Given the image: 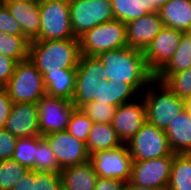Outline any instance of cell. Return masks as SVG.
I'll list each match as a JSON object with an SVG mask.
<instances>
[{"label": "cell", "mask_w": 191, "mask_h": 190, "mask_svg": "<svg viewBox=\"0 0 191 190\" xmlns=\"http://www.w3.org/2000/svg\"><path fill=\"white\" fill-rule=\"evenodd\" d=\"M104 65L105 78L130 84L138 93L147 87L155 74L147 67L143 51L124 47L105 51L96 56Z\"/></svg>", "instance_id": "6da1fadb"}, {"label": "cell", "mask_w": 191, "mask_h": 190, "mask_svg": "<svg viewBox=\"0 0 191 190\" xmlns=\"http://www.w3.org/2000/svg\"><path fill=\"white\" fill-rule=\"evenodd\" d=\"M80 56L79 39L30 42L29 60L43 76L47 72L76 69Z\"/></svg>", "instance_id": "7a4b0ae2"}, {"label": "cell", "mask_w": 191, "mask_h": 190, "mask_svg": "<svg viewBox=\"0 0 191 190\" xmlns=\"http://www.w3.org/2000/svg\"><path fill=\"white\" fill-rule=\"evenodd\" d=\"M143 92L147 122L162 130H165L169 123L185 109V99L173 93L157 79H154Z\"/></svg>", "instance_id": "3957f363"}, {"label": "cell", "mask_w": 191, "mask_h": 190, "mask_svg": "<svg viewBox=\"0 0 191 190\" xmlns=\"http://www.w3.org/2000/svg\"><path fill=\"white\" fill-rule=\"evenodd\" d=\"M13 103H36L46 94L43 75L28 59L17 62L14 73L4 85Z\"/></svg>", "instance_id": "277c9868"}, {"label": "cell", "mask_w": 191, "mask_h": 190, "mask_svg": "<svg viewBox=\"0 0 191 190\" xmlns=\"http://www.w3.org/2000/svg\"><path fill=\"white\" fill-rule=\"evenodd\" d=\"M80 54H98L127 47L126 23L114 19L93 27L79 37Z\"/></svg>", "instance_id": "5b68a950"}, {"label": "cell", "mask_w": 191, "mask_h": 190, "mask_svg": "<svg viewBox=\"0 0 191 190\" xmlns=\"http://www.w3.org/2000/svg\"><path fill=\"white\" fill-rule=\"evenodd\" d=\"M39 11V38L35 41L79 39L73 34L69 1L39 0Z\"/></svg>", "instance_id": "8992f818"}, {"label": "cell", "mask_w": 191, "mask_h": 190, "mask_svg": "<svg viewBox=\"0 0 191 190\" xmlns=\"http://www.w3.org/2000/svg\"><path fill=\"white\" fill-rule=\"evenodd\" d=\"M114 19L111 0L70 1V21L76 38L93 27Z\"/></svg>", "instance_id": "52a82bcc"}, {"label": "cell", "mask_w": 191, "mask_h": 190, "mask_svg": "<svg viewBox=\"0 0 191 190\" xmlns=\"http://www.w3.org/2000/svg\"><path fill=\"white\" fill-rule=\"evenodd\" d=\"M133 161L152 160L174 155L164 130L146 122L126 143Z\"/></svg>", "instance_id": "ba28073f"}, {"label": "cell", "mask_w": 191, "mask_h": 190, "mask_svg": "<svg viewBox=\"0 0 191 190\" xmlns=\"http://www.w3.org/2000/svg\"><path fill=\"white\" fill-rule=\"evenodd\" d=\"M104 77V65L96 56H80L76 68L75 93L72 98L75 108L95 101L97 87Z\"/></svg>", "instance_id": "9c48e42d"}, {"label": "cell", "mask_w": 191, "mask_h": 190, "mask_svg": "<svg viewBox=\"0 0 191 190\" xmlns=\"http://www.w3.org/2000/svg\"><path fill=\"white\" fill-rule=\"evenodd\" d=\"M89 161L99 177L129 182L133 160L126 143L113 149L95 152L90 155Z\"/></svg>", "instance_id": "30bf717a"}, {"label": "cell", "mask_w": 191, "mask_h": 190, "mask_svg": "<svg viewBox=\"0 0 191 190\" xmlns=\"http://www.w3.org/2000/svg\"><path fill=\"white\" fill-rule=\"evenodd\" d=\"M174 155L152 160L132 161L129 183L136 186L167 190Z\"/></svg>", "instance_id": "8fae6325"}, {"label": "cell", "mask_w": 191, "mask_h": 190, "mask_svg": "<svg viewBox=\"0 0 191 190\" xmlns=\"http://www.w3.org/2000/svg\"><path fill=\"white\" fill-rule=\"evenodd\" d=\"M74 108L71 101L45 94L38 101L40 135L65 131Z\"/></svg>", "instance_id": "7c38bea8"}, {"label": "cell", "mask_w": 191, "mask_h": 190, "mask_svg": "<svg viewBox=\"0 0 191 190\" xmlns=\"http://www.w3.org/2000/svg\"><path fill=\"white\" fill-rule=\"evenodd\" d=\"M53 150L61 169L80 165L89 161L86 144L76 139L66 130L42 136Z\"/></svg>", "instance_id": "4fadbf2b"}, {"label": "cell", "mask_w": 191, "mask_h": 190, "mask_svg": "<svg viewBox=\"0 0 191 190\" xmlns=\"http://www.w3.org/2000/svg\"><path fill=\"white\" fill-rule=\"evenodd\" d=\"M184 32L164 26L143 51L147 67L156 74L174 55Z\"/></svg>", "instance_id": "5bb4252c"}, {"label": "cell", "mask_w": 191, "mask_h": 190, "mask_svg": "<svg viewBox=\"0 0 191 190\" xmlns=\"http://www.w3.org/2000/svg\"><path fill=\"white\" fill-rule=\"evenodd\" d=\"M139 101H129L116 108L111 125L123 143H127L147 122L146 105Z\"/></svg>", "instance_id": "9a60e30c"}, {"label": "cell", "mask_w": 191, "mask_h": 190, "mask_svg": "<svg viewBox=\"0 0 191 190\" xmlns=\"http://www.w3.org/2000/svg\"><path fill=\"white\" fill-rule=\"evenodd\" d=\"M38 104L13 103L4 129L17 138L40 136Z\"/></svg>", "instance_id": "2e32d148"}, {"label": "cell", "mask_w": 191, "mask_h": 190, "mask_svg": "<svg viewBox=\"0 0 191 190\" xmlns=\"http://www.w3.org/2000/svg\"><path fill=\"white\" fill-rule=\"evenodd\" d=\"M163 27L159 13H149L141 18L127 22V46L144 51Z\"/></svg>", "instance_id": "e0dca14e"}, {"label": "cell", "mask_w": 191, "mask_h": 190, "mask_svg": "<svg viewBox=\"0 0 191 190\" xmlns=\"http://www.w3.org/2000/svg\"><path fill=\"white\" fill-rule=\"evenodd\" d=\"M10 14L20 23L23 36L29 41L39 38V0H2Z\"/></svg>", "instance_id": "ac0fdd59"}, {"label": "cell", "mask_w": 191, "mask_h": 190, "mask_svg": "<svg viewBox=\"0 0 191 190\" xmlns=\"http://www.w3.org/2000/svg\"><path fill=\"white\" fill-rule=\"evenodd\" d=\"M174 154H191V117L184 109L164 130Z\"/></svg>", "instance_id": "d6986e66"}, {"label": "cell", "mask_w": 191, "mask_h": 190, "mask_svg": "<svg viewBox=\"0 0 191 190\" xmlns=\"http://www.w3.org/2000/svg\"><path fill=\"white\" fill-rule=\"evenodd\" d=\"M62 190H94L98 175L90 161L61 170Z\"/></svg>", "instance_id": "ffe728a7"}, {"label": "cell", "mask_w": 191, "mask_h": 190, "mask_svg": "<svg viewBox=\"0 0 191 190\" xmlns=\"http://www.w3.org/2000/svg\"><path fill=\"white\" fill-rule=\"evenodd\" d=\"M159 15L164 26L191 33V0H169Z\"/></svg>", "instance_id": "44dd1931"}, {"label": "cell", "mask_w": 191, "mask_h": 190, "mask_svg": "<svg viewBox=\"0 0 191 190\" xmlns=\"http://www.w3.org/2000/svg\"><path fill=\"white\" fill-rule=\"evenodd\" d=\"M137 94L138 92L130 84L109 81L104 77L97 87L95 101L118 107L123 103L136 99L134 97Z\"/></svg>", "instance_id": "7402d4cb"}, {"label": "cell", "mask_w": 191, "mask_h": 190, "mask_svg": "<svg viewBox=\"0 0 191 190\" xmlns=\"http://www.w3.org/2000/svg\"><path fill=\"white\" fill-rule=\"evenodd\" d=\"M43 79L47 95L72 102L75 93L76 69H62V72H47Z\"/></svg>", "instance_id": "603a6c76"}, {"label": "cell", "mask_w": 191, "mask_h": 190, "mask_svg": "<svg viewBox=\"0 0 191 190\" xmlns=\"http://www.w3.org/2000/svg\"><path fill=\"white\" fill-rule=\"evenodd\" d=\"M123 144L111 123L101 124L94 122L89 131L86 149L88 154L91 155L95 152L113 149Z\"/></svg>", "instance_id": "cb8c5ba5"}, {"label": "cell", "mask_w": 191, "mask_h": 190, "mask_svg": "<svg viewBox=\"0 0 191 190\" xmlns=\"http://www.w3.org/2000/svg\"><path fill=\"white\" fill-rule=\"evenodd\" d=\"M167 190H191V154H174Z\"/></svg>", "instance_id": "d4e9b609"}, {"label": "cell", "mask_w": 191, "mask_h": 190, "mask_svg": "<svg viewBox=\"0 0 191 190\" xmlns=\"http://www.w3.org/2000/svg\"><path fill=\"white\" fill-rule=\"evenodd\" d=\"M191 68V33H184L174 55L156 74H175Z\"/></svg>", "instance_id": "484cf974"}, {"label": "cell", "mask_w": 191, "mask_h": 190, "mask_svg": "<svg viewBox=\"0 0 191 190\" xmlns=\"http://www.w3.org/2000/svg\"><path fill=\"white\" fill-rule=\"evenodd\" d=\"M30 42L24 36L10 35L0 31V53L16 62L29 58Z\"/></svg>", "instance_id": "4316f807"}, {"label": "cell", "mask_w": 191, "mask_h": 190, "mask_svg": "<svg viewBox=\"0 0 191 190\" xmlns=\"http://www.w3.org/2000/svg\"><path fill=\"white\" fill-rule=\"evenodd\" d=\"M155 79L182 99L191 98V68L175 74H155Z\"/></svg>", "instance_id": "83f0119b"}, {"label": "cell", "mask_w": 191, "mask_h": 190, "mask_svg": "<svg viewBox=\"0 0 191 190\" xmlns=\"http://www.w3.org/2000/svg\"><path fill=\"white\" fill-rule=\"evenodd\" d=\"M114 18L127 23L148 15L143 0H111Z\"/></svg>", "instance_id": "f1b7e54d"}, {"label": "cell", "mask_w": 191, "mask_h": 190, "mask_svg": "<svg viewBox=\"0 0 191 190\" xmlns=\"http://www.w3.org/2000/svg\"><path fill=\"white\" fill-rule=\"evenodd\" d=\"M61 170L53 150L50 148L47 141L40 135L39 144L36 147L34 171L60 173Z\"/></svg>", "instance_id": "f546056e"}, {"label": "cell", "mask_w": 191, "mask_h": 190, "mask_svg": "<svg viewBox=\"0 0 191 190\" xmlns=\"http://www.w3.org/2000/svg\"><path fill=\"white\" fill-rule=\"evenodd\" d=\"M28 170L13 159L0 161V190H12Z\"/></svg>", "instance_id": "4dcf8cb0"}, {"label": "cell", "mask_w": 191, "mask_h": 190, "mask_svg": "<svg viewBox=\"0 0 191 190\" xmlns=\"http://www.w3.org/2000/svg\"><path fill=\"white\" fill-rule=\"evenodd\" d=\"M39 136L18 138L12 159L29 170H34L36 147Z\"/></svg>", "instance_id": "1f68e13d"}, {"label": "cell", "mask_w": 191, "mask_h": 190, "mask_svg": "<svg viewBox=\"0 0 191 190\" xmlns=\"http://www.w3.org/2000/svg\"><path fill=\"white\" fill-rule=\"evenodd\" d=\"M93 123L94 122L85 115L80 108H74L66 131L86 144Z\"/></svg>", "instance_id": "d6a6232c"}, {"label": "cell", "mask_w": 191, "mask_h": 190, "mask_svg": "<svg viewBox=\"0 0 191 190\" xmlns=\"http://www.w3.org/2000/svg\"><path fill=\"white\" fill-rule=\"evenodd\" d=\"M116 108V106L98 101L88 102L80 107L81 111L93 122L101 124H109L112 122Z\"/></svg>", "instance_id": "836d02e7"}, {"label": "cell", "mask_w": 191, "mask_h": 190, "mask_svg": "<svg viewBox=\"0 0 191 190\" xmlns=\"http://www.w3.org/2000/svg\"><path fill=\"white\" fill-rule=\"evenodd\" d=\"M34 190H62L60 173L35 171Z\"/></svg>", "instance_id": "e575fe53"}, {"label": "cell", "mask_w": 191, "mask_h": 190, "mask_svg": "<svg viewBox=\"0 0 191 190\" xmlns=\"http://www.w3.org/2000/svg\"><path fill=\"white\" fill-rule=\"evenodd\" d=\"M0 31L16 36H23L20 23L10 14L3 2H0Z\"/></svg>", "instance_id": "d590c367"}, {"label": "cell", "mask_w": 191, "mask_h": 190, "mask_svg": "<svg viewBox=\"0 0 191 190\" xmlns=\"http://www.w3.org/2000/svg\"><path fill=\"white\" fill-rule=\"evenodd\" d=\"M18 138L6 129H0V161L12 159Z\"/></svg>", "instance_id": "8d00e7d4"}, {"label": "cell", "mask_w": 191, "mask_h": 190, "mask_svg": "<svg viewBox=\"0 0 191 190\" xmlns=\"http://www.w3.org/2000/svg\"><path fill=\"white\" fill-rule=\"evenodd\" d=\"M16 61L0 53V84L4 86L14 73Z\"/></svg>", "instance_id": "74e56055"}, {"label": "cell", "mask_w": 191, "mask_h": 190, "mask_svg": "<svg viewBox=\"0 0 191 190\" xmlns=\"http://www.w3.org/2000/svg\"><path fill=\"white\" fill-rule=\"evenodd\" d=\"M12 106L13 102L9 98L7 92L3 89L0 91V129H4Z\"/></svg>", "instance_id": "f35d334b"}, {"label": "cell", "mask_w": 191, "mask_h": 190, "mask_svg": "<svg viewBox=\"0 0 191 190\" xmlns=\"http://www.w3.org/2000/svg\"><path fill=\"white\" fill-rule=\"evenodd\" d=\"M125 183L122 180L98 176L94 190H123Z\"/></svg>", "instance_id": "ab89813d"}, {"label": "cell", "mask_w": 191, "mask_h": 190, "mask_svg": "<svg viewBox=\"0 0 191 190\" xmlns=\"http://www.w3.org/2000/svg\"><path fill=\"white\" fill-rule=\"evenodd\" d=\"M35 171L28 170L12 190H34Z\"/></svg>", "instance_id": "60d3db41"}, {"label": "cell", "mask_w": 191, "mask_h": 190, "mask_svg": "<svg viewBox=\"0 0 191 190\" xmlns=\"http://www.w3.org/2000/svg\"><path fill=\"white\" fill-rule=\"evenodd\" d=\"M145 9L149 13H159L160 9L169 2V0H143Z\"/></svg>", "instance_id": "b9f144b4"}, {"label": "cell", "mask_w": 191, "mask_h": 190, "mask_svg": "<svg viewBox=\"0 0 191 190\" xmlns=\"http://www.w3.org/2000/svg\"><path fill=\"white\" fill-rule=\"evenodd\" d=\"M123 190H158L152 187L136 186L132 183L126 182Z\"/></svg>", "instance_id": "7bdbcfd3"}, {"label": "cell", "mask_w": 191, "mask_h": 190, "mask_svg": "<svg viewBox=\"0 0 191 190\" xmlns=\"http://www.w3.org/2000/svg\"><path fill=\"white\" fill-rule=\"evenodd\" d=\"M185 110L191 117V98L185 100Z\"/></svg>", "instance_id": "ee69618b"}, {"label": "cell", "mask_w": 191, "mask_h": 190, "mask_svg": "<svg viewBox=\"0 0 191 190\" xmlns=\"http://www.w3.org/2000/svg\"><path fill=\"white\" fill-rule=\"evenodd\" d=\"M4 86H2L1 84H0V91H2L4 88H3Z\"/></svg>", "instance_id": "f6af8a7d"}]
</instances>
